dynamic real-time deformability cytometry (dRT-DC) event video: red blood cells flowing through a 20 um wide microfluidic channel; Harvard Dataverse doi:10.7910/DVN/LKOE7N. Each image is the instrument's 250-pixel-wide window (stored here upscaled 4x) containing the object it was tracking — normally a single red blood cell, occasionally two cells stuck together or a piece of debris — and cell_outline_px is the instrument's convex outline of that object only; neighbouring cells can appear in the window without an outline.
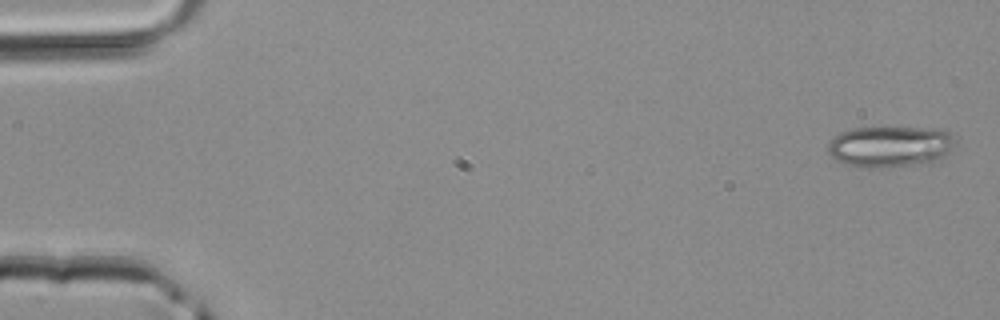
{"species": "common noctule bat (a hibernating species)", "species_latin": "Nyctalus noctula", "temperature_condition": "room temperature", "stored_images_in_passage": 5, "camera_frame_rate_fps": 3000, "um_per_image_px": 0.085, "animal": {"sex": "male", "body_mass_g": 20.4}, "frame": {"image": 1, "passage_image": 1, "time_ms": 0.0, "image_size_px": [1000, 320], "cell_outline_px": [[956, 144], [940, 160], [924, 164], [888, 168], [864, 168], [844, 164], [836, 160], [828, 152], [828, 144], [840, 132], [852, 128], [932, 128], [948, 132], [956, 140]], "centroid_in_image_um": [75.67, 12.48], "position_along_channel_um": 9.3, "area_um2": 30.87}}
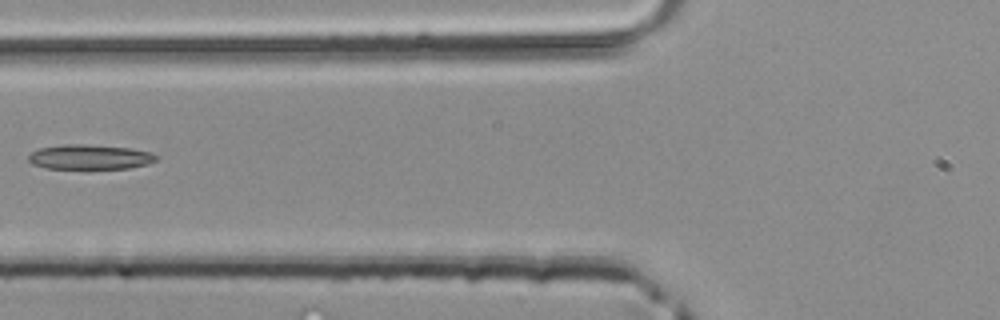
{"frame": {"image": 2, "passage_image": 5, "time_ms": 1.333, "image_size_px": [1000, 320], "cell_outline_px": [[160, 156], [156, 160], [148, 164], [128, 168], [44, 168], [32, 164], [28, 160], [28, 156], [32, 152], [40, 148], [60, 144], [80, 144], [132, 148], [152, 152]], "centroid_in_image_um": [7.65, 13.34], "position_along_channel_um": 118.1, "area_um2": 18.5}}